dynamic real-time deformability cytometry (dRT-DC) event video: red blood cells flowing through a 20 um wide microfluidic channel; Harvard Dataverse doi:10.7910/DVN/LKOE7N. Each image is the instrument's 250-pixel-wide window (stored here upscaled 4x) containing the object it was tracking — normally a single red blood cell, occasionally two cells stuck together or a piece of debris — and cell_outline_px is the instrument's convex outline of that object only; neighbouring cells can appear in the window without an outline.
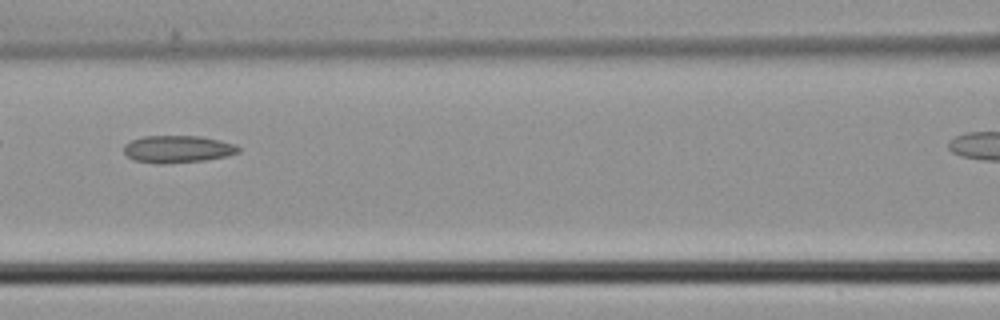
{"species": "common noctule bat (a hibernating species)", "species_latin": "Nyctalus noctula", "temperature_condition": "cold", "stored_images_in_passage": 5, "camera_frame_rate_fps": 3000, "um_per_image_px": 0.085, "animal": {"sex": "male", "body_mass_g": 21.5, "forearm_length_mm": 52.0}, "frame": {"image": 1, "passage_image": 4, "time_ms": 1.0, "image_size_px": [1000, 320], "cell_outline_px": [[240, 152], [228, 156], [204, 160], [132, 160], [124, 152], [124, 144], [132, 140], [144, 136], [200, 136], [236, 144], [240, 148]], "centroid_in_image_um": [15.17, 12.61], "position_along_channel_um": 151.4, "area_um2": 17.17}}